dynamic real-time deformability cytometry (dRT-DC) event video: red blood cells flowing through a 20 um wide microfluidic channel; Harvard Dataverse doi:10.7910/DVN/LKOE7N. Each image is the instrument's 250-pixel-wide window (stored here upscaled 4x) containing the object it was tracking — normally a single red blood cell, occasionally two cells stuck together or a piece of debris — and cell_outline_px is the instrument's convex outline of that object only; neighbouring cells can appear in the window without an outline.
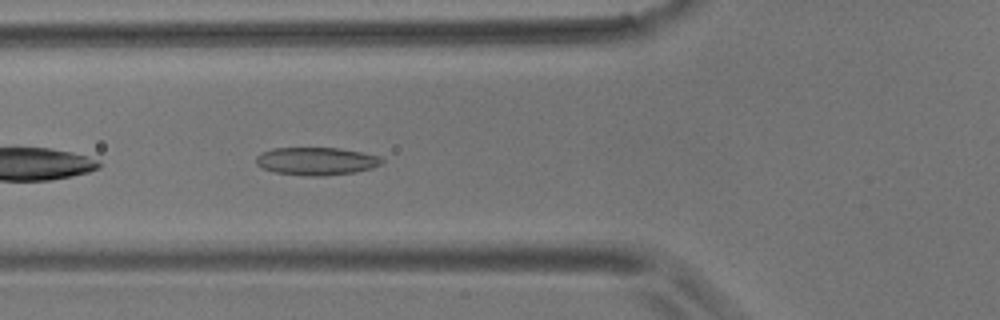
{"species": "common noctule bat (a hibernating species)", "species_latin": "Nyctalus noctula", "temperature_condition": "room temperature", "stored_images_in_passage": 5, "camera_frame_rate_fps": 3000, "um_per_image_px": 0.085, "animal": {"sex": "male", "body_mass_g": 17.9}, "frame": {"image": 1, "passage_image": 5, "time_ms": 6.333, "image_size_px": [1000, 320], "cell_outline_px": [[384, 160], [380, 164], [372, 168], [356, 172], [324, 176], [308, 176], [276, 172], [264, 168], [256, 164], [256, 156], [260, 152], [272, 148], [340, 148], [380, 156]], "centroid_in_image_um": [26.89, 13.69], "position_along_channel_um": 98.9, "area_um2": 20.4}}